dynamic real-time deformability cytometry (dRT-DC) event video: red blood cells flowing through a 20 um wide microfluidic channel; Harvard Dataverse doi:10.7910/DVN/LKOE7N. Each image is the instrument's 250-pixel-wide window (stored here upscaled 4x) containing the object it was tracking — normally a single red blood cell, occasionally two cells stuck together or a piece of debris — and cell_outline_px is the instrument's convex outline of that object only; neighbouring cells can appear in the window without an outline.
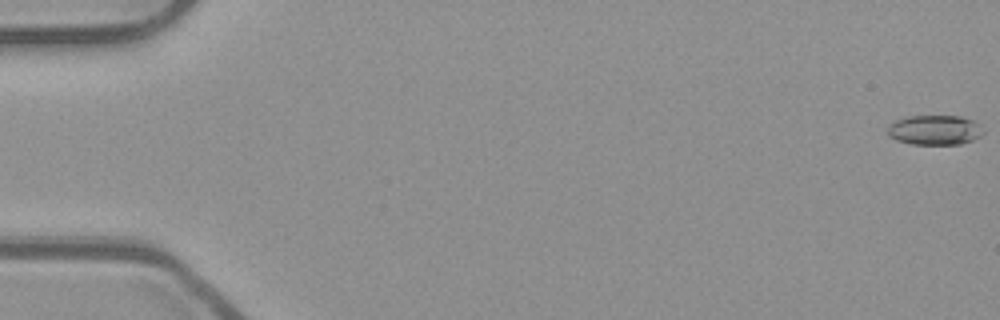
{"species": "common noctule bat (a hibernating species)", "species_latin": "Nyctalus noctula", "temperature_condition": "room temperature", "stored_images_in_passage": 55, "camera_frame_rate_fps": 3000, "um_per_image_px": 0.085, "animal": {"sex": "male", "body_mass_g": 23.1, "forearm_length_mm": 52.7}, "frame": {"image": 1, "passage_image": 1, "time_ms": 0.0, "image_size_px": [1000, 320], "cell_outline_px": [[984, 132], [980, 136], [972, 140], [960, 144], [912, 144], [896, 140], [888, 136], [888, 128], [896, 120], [908, 116], [960, 116], [972, 120]], "centroid_in_image_um": [79.43, 11.05], "position_along_channel_um": 5.6, "area_um2": 16.36}}
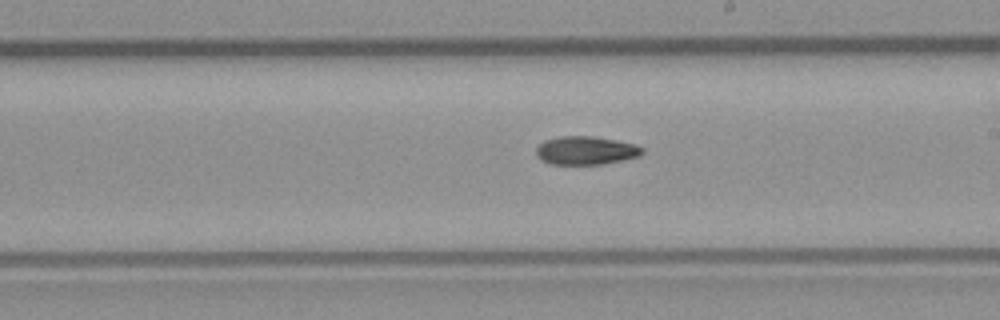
{"frame": {"image": 2, "passage_image": 32, "time_ms": 10.333, "image_size_px": [1000, 320], "cell_outline_px": [[644, 152], [640, 156], [604, 164], [548, 164], [540, 160], [536, 156], [536, 148], [544, 140], [560, 136], [592, 136], [636, 144], [644, 148]], "centroid_in_image_um": [49.78, 12.79], "position_along_channel_um": 239.2, "area_um2": 17.69}}
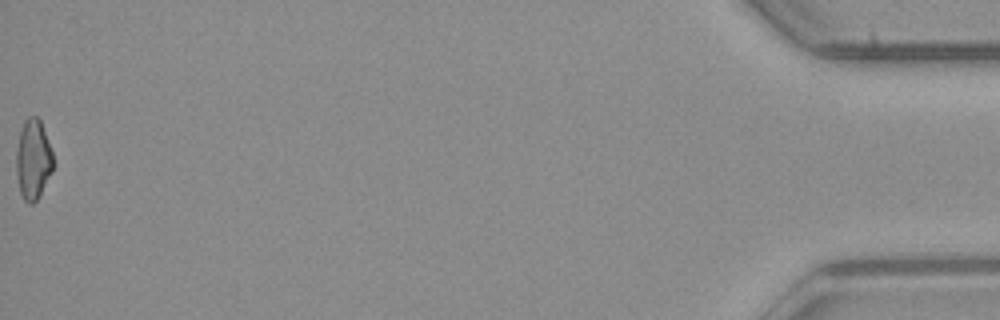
{"frame": {"image": 3, "passage_image": 55, "time_ms": 18.0, "image_size_px": [1000, 320], "cell_outline_px": [[52, 172], [36, 200], [32, 204], [28, 204], [24, 200], [20, 192], [16, 172], [16, 152], [20, 132], [24, 120], [28, 116], [36, 116], [40, 120], [52, 152]], "centroid_in_image_um": [2.79, 13.55], "position_along_channel_um": 432.4, "area_um2": 16.94}, "authors_computed_cell_mechanics": {"area_um2": 17.2244, "velocity_mm_per_s": 3.8868, "shape_relaxation_time_tau1_ms": 10.546, "shape_relaxation_time_tau2_ms": null, "deformation_change_tau1": 0.203, "deformation_change_tau2": null}}